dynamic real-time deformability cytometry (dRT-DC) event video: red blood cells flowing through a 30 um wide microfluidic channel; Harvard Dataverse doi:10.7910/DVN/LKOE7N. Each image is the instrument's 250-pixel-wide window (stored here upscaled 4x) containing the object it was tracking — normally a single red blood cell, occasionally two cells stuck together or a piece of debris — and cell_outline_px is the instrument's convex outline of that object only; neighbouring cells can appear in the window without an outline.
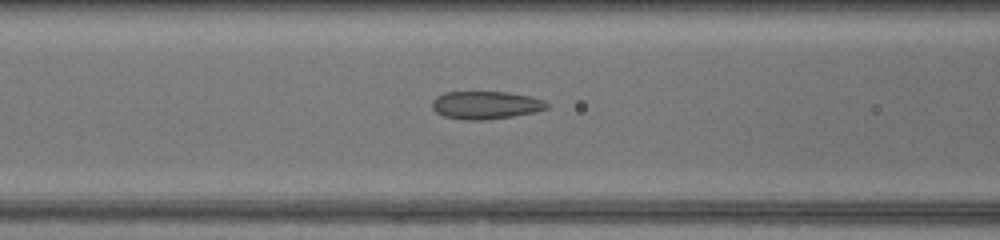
{"species": "common noctule bat (a hibernating species)", "species_latin": "Nyctalus noctula", "temperature_condition": "warm", "stored_images_in_passage": 8, "camera_frame_rate_fps": 3000, "um_per_image_px": 0.085, "animal": {"sex": "female", "body_mass_g": 17.0, "forearm_length_mm": 48.0}, "frame": {"image": 1, "passage_image": 6, "time_ms": 1.667, "image_size_px": [1000, 240], "cell_outline_px": [[548, 108], [536, 112], [488, 120], [468, 120], [444, 116], [436, 112], [432, 108], [432, 100], [436, 96], [444, 92], [508, 92], [528, 96], [544, 100], [548, 104]], "centroid_in_image_um": [41.28, 8.93], "position_along_channel_um": 125.3, "area_um2": 18.67}}